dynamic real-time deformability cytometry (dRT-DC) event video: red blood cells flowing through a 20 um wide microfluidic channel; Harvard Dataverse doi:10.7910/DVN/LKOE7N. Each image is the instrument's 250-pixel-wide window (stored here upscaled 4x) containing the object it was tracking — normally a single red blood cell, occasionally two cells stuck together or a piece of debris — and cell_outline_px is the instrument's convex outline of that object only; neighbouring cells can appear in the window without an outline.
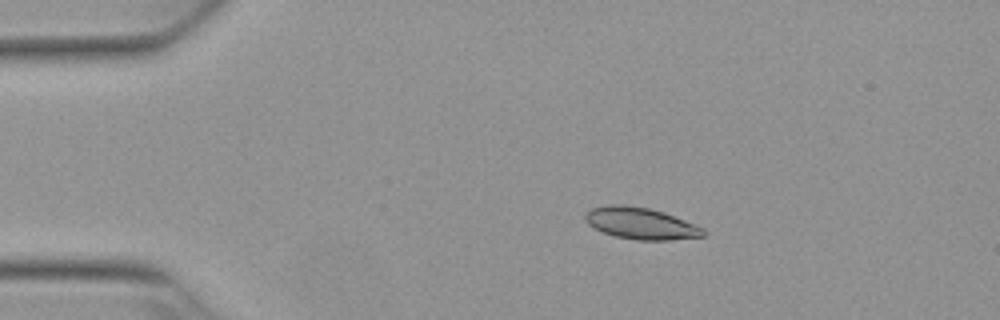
{"species": "Egyptian fruit bat (a non-hibernating species)", "species_latin": "Rousettus aegyptiacus", "temperature_condition": "warm", "stored_images_in_passage": 44, "camera_frame_rate_fps": 3000, "um_per_image_px": 0.085, "animal": {"sex": "female"}, "frame": {"image": 1, "passage_image": 1, "time_ms": 0.0, "image_size_px": [1000, 320], "cell_outline_px": [[704, 236], [668, 240], [636, 240], [616, 236], [604, 232], [588, 224], [584, 216], [592, 208], [612, 204], [624, 204], [648, 208], [664, 212], [704, 228]], "centroid_in_image_um": [54.47, 18.98], "position_along_channel_um": 30.5, "area_um2": 21.5}}
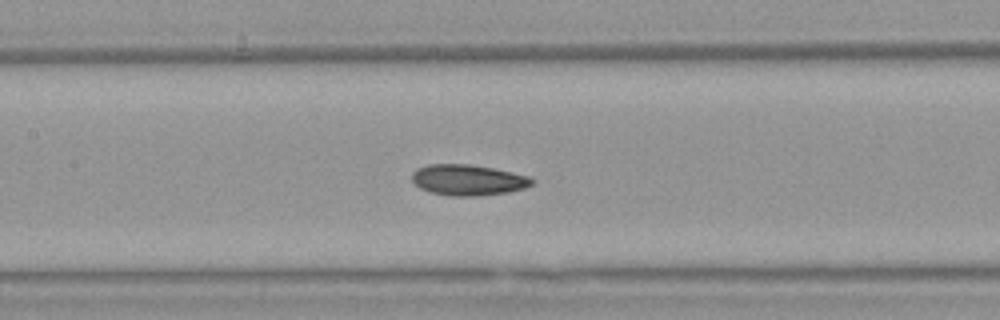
{"frame": {"image": 2, "passage_image": 16, "time_ms": 5.0, "image_size_px": [1000, 320], "cell_outline_px": [[536, 180], [532, 184], [524, 188], [508, 192], [480, 196], [448, 196], [432, 192], [420, 188], [412, 180], [412, 172], [416, 168], [428, 164], [468, 164], [492, 168], [512, 172], [528, 176]], "centroid_in_image_um": [39.78, 15.3], "position_along_channel_um": 167.6, "area_um2": 21.62}}
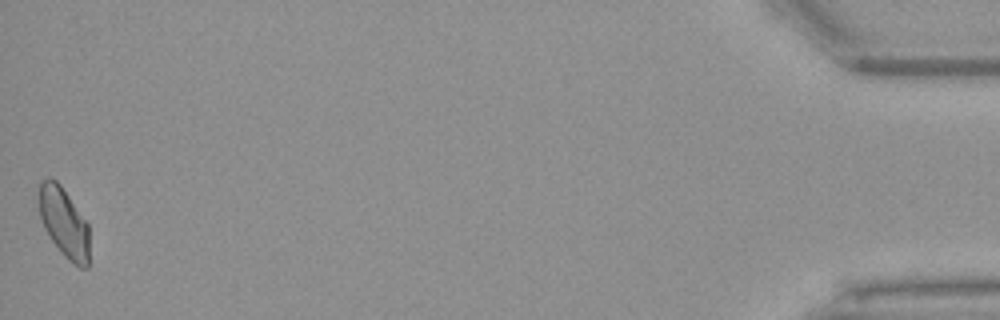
{"frame": {"image": 3, "passage_image": 44, "time_ms": 14.333, "image_size_px": [1000, 320], "cell_outline_px": [[88, 268], [80, 268], [68, 260], [64, 256], [52, 240], [44, 228], [40, 216], [36, 200], [36, 196], [40, 184], [48, 176], [56, 180], [60, 184], [88, 224]], "centroid_in_image_um": [5.39, 18.88], "position_along_channel_um": 429.8, "area_um2": 20.58}, "authors_computed_cell_mechanics": {"area_um2": 21.0103, "velocity_mm_per_s": 3.8444, "shape_relaxation_time_tau1_ms": 9.4527, "shape_relaxation_time_tau2_ms": 5.0724, "deformation_change_tau1": 0.1861, "deformation_change_tau2": 0.0908}}